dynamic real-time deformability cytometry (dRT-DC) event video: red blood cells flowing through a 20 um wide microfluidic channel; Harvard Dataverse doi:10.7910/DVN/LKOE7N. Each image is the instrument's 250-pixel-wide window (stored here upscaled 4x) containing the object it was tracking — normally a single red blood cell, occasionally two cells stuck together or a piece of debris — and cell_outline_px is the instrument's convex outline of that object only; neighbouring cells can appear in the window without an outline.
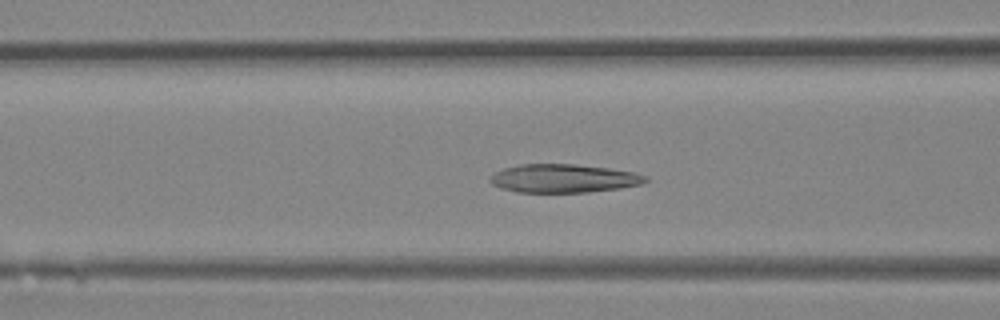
{"species": "Egyptian fruit bat (a non-hibernating species)", "species_latin": "Rousettus aegyptiacus", "temperature_condition": "room temperature", "stored_images_in_passage": 40, "camera_frame_rate_fps": 3000, "um_per_image_px": 0.085, "animal": {"sex": "female"}, "frame": {"image": 1, "passage_image": 15, "time_ms": 4.667, "image_size_px": [1000, 320], "cell_outline_px": [[648, 180], [640, 184], [620, 188], [588, 192], [516, 192], [500, 188], [492, 184], [488, 180], [492, 172], [504, 168], [520, 164], [572, 164], [608, 168], [632, 172], [644, 176]], "centroid_in_image_um": [47.81, 15.16], "position_along_channel_um": 118.8, "area_um2": 25.66}}
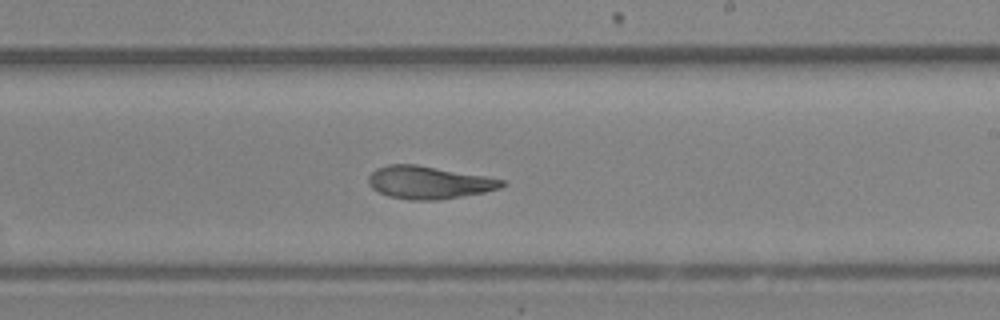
{"frame": {"image": 2, "passage_image": 23, "time_ms": 7.333, "image_size_px": [1000, 320], "cell_outline_px": [[504, 184], [500, 188], [484, 192], [436, 200], [408, 200], [388, 196], [372, 188], [368, 184], [368, 176], [376, 168], [388, 164], [416, 164], [484, 176], [504, 180]], "centroid_in_image_um": [36.39, 15.5], "position_along_channel_um": 252.6, "area_um2": 25.2}}
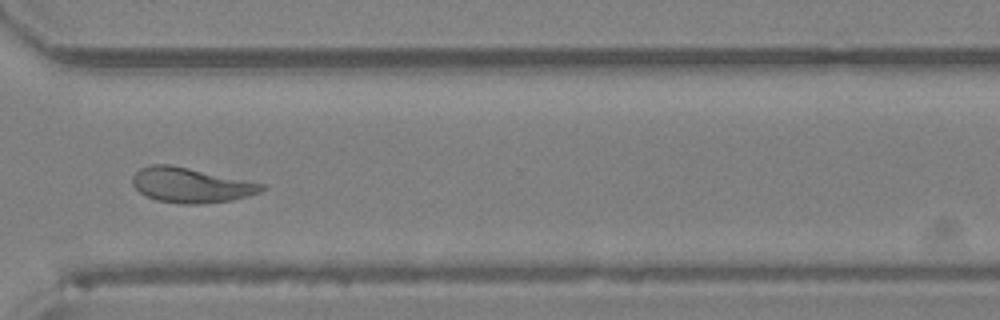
{"frame": {"image": 3, "passage_image": 29, "time_ms": 9.333, "image_size_px": [1000, 320], "cell_outline_px": [[268, 188], [260, 192], [248, 196], [232, 200], [200, 204], [180, 204], [156, 200], [140, 192], [132, 184], [132, 176], [140, 168], [152, 164], [172, 164], [264, 184]], "centroid_in_image_um": [16.23, 15.73], "position_along_channel_um": 354.4, "area_um2": 26.36}}